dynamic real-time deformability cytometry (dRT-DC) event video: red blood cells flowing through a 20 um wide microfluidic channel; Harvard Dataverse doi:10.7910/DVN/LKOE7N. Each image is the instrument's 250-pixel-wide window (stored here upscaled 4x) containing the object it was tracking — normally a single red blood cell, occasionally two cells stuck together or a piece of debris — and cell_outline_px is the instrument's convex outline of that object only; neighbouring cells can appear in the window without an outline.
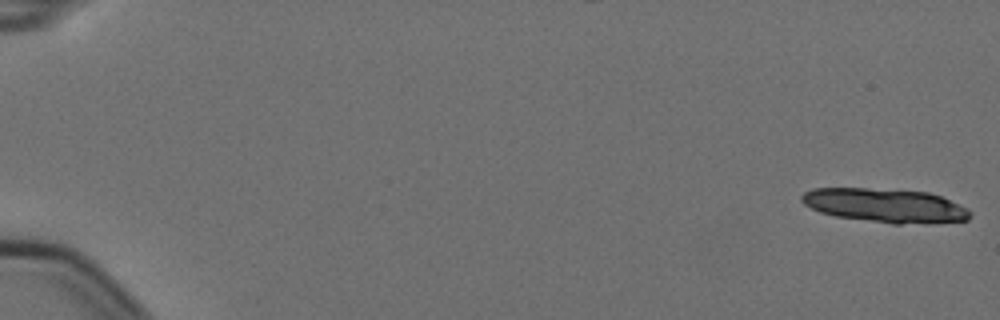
{"species": "Egyptian fruit bat (a non-hibernating species)", "species_latin": "Rousettus aegyptiacus", "temperature_condition": "cold", "stored_images_in_passage": 9, "camera_frame_rate_fps": 3000, "um_per_image_px": 0.085, "animal": {"sex": "female"}, "frame": {"image": 1, "passage_image": 1, "time_ms": 0.0, "image_size_px": [1000, 320], "cell_outline_px": [[972, 216], [968, 220], [932, 224], [892, 224], [836, 216], [820, 212], [804, 204], [800, 200], [800, 196], [804, 192], [812, 188], [868, 188], [928, 192], [940, 196], [968, 208], [972, 212]], "centroid_in_image_um": [75.28, 17.48], "position_along_channel_um": 9.7, "area_um2": 33.64}}
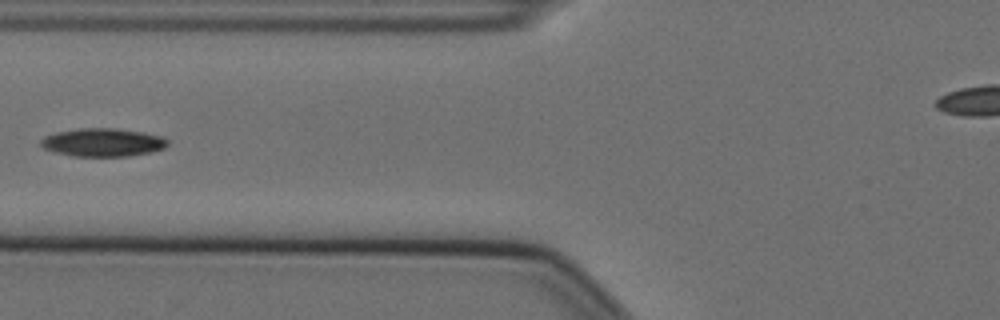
{"frame": {"image": 2, "passage_image": 7, "time_ms": 2.0, "image_size_px": [1000, 320], "cell_outline_px": [[168, 144], [164, 148], [152, 152], [128, 156], [72, 156], [56, 152], [44, 148], [40, 144], [40, 140], [44, 136], [56, 132], [80, 128], [112, 128], [144, 132], [160, 136], [168, 140]], "centroid_in_image_um": [8.73, 12.1], "position_along_channel_um": 117.1, "area_um2": 20.81}}
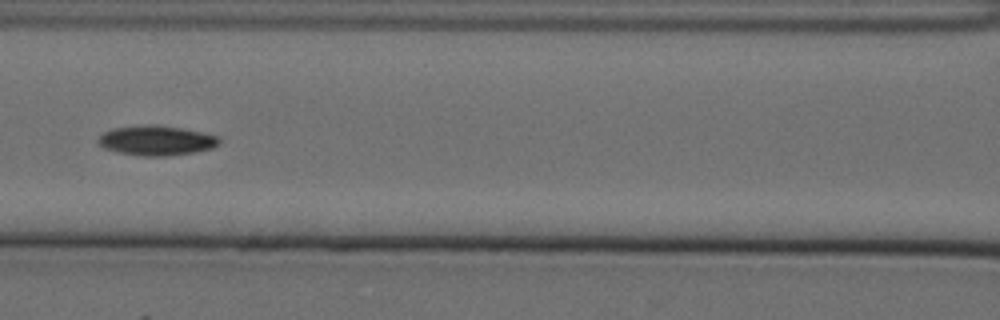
{"frame": {"image": 3, "passage_image": 8, "time_ms": 2.333, "image_size_px": [1000, 320], "cell_outline_px": [[220, 144], [212, 148], [196, 152], [172, 156], [136, 156], [116, 152], [104, 148], [96, 144], [96, 140], [104, 132], [112, 128], [152, 124], [160, 124], [220, 136]], "centroid_in_image_um": [13.27, 11.95], "position_along_channel_um": 153.3, "area_um2": 21.44}}